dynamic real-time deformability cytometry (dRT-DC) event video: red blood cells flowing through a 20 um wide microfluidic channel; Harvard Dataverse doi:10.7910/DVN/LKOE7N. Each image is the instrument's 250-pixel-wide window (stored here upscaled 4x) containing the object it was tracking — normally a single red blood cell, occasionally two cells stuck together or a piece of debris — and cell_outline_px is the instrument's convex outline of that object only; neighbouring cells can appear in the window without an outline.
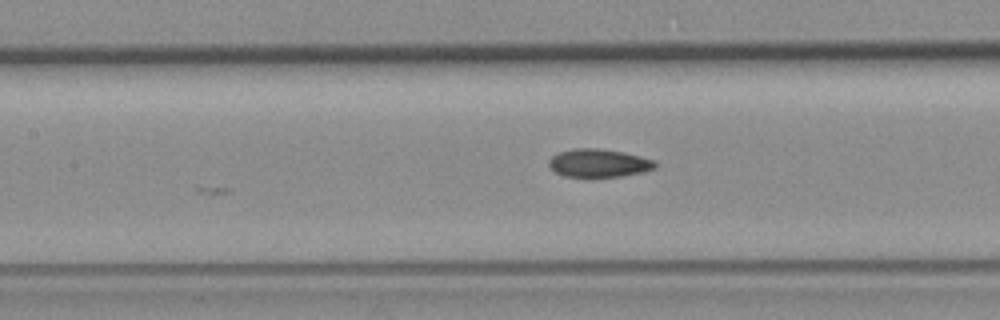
{"species": "common noctule bat (a hibernating species)", "species_latin": "Nyctalus noctula", "temperature_condition": "room temperature", "stored_images_in_passage": 6, "camera_frame_rate_fps": 3000, "um_per_image_px": 0.085, "animal": {"sex": "female", "body_mass_g": 19.3, "forearm_length_mm": 54.1}, "frame": {"image": 1, "passage_image": 6, "time_ms": 1.667, "image_size_px": [1000, 320], "cell_outline_px": [[656, 168], [644, 172], [624, 176], [592, 180], [564, 176], [556, 172], [548, 164], [548, 160], [552, 156], [560, 152], [576, 148], [596, 148], [624, 152], [656, 160]], "centroid_in_image_um": [50.91, 13.91], "position_along_channel_um": 156.5, "area_um2": 18.21}}